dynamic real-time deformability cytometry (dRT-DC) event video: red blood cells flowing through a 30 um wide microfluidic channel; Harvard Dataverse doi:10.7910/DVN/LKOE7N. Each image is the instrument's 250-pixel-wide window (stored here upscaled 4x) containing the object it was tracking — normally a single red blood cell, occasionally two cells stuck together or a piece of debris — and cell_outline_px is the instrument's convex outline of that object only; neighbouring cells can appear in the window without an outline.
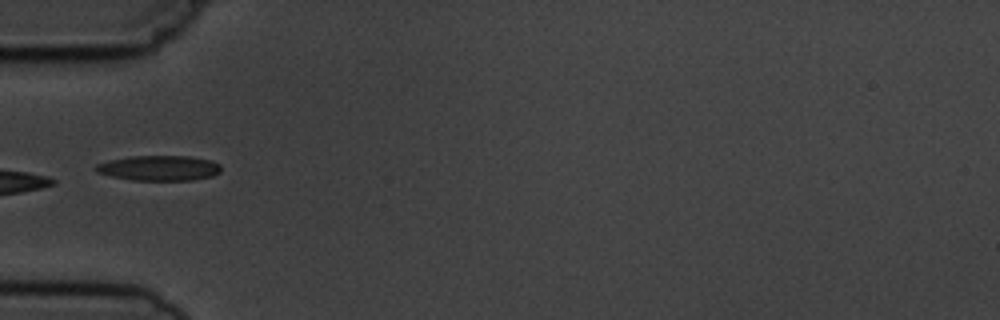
{"species": "common noctule bat (a hibernating species)", "species_latin": "Nyctalus noctula", "temperature_condition": "cold", "stored_images_in_passage": 4, "camera_frame_rate_fps": 3000, "um_per_image_px": 0.085, "animal": {"sex": "male", "body_mass_g": 19.5, "forearm_length_mm": 54.6}, "frame": {"image": 1, "passage_image": 4, "time_ms": 4.333, "image_size_px": [1000, 320], "cell_outline_px": [[220, 172], [212, 176], [192, 180], [132, 180], [112, 176], [96, 172], [92, 168], [96, 164], [108, 160], [132, 156], [188, 156], [212, 160], [220, 164]], "centroid_in_image_um": [13.5, 14.28], "position_along_channel_um": 71.5, "area_um2": 18.44}}